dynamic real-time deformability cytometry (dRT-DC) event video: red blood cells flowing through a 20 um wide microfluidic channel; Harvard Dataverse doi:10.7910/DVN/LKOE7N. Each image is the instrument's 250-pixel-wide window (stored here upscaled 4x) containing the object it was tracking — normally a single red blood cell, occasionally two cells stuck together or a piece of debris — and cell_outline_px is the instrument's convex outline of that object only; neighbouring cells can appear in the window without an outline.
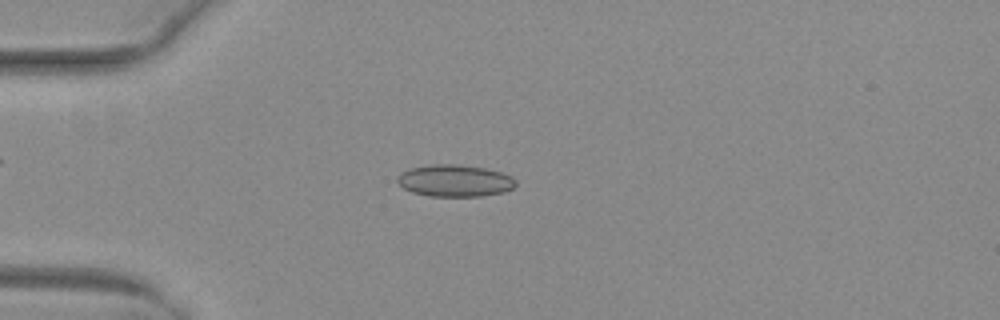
{"species": "common noctule bat (a hibernating species)", "species_latin": "Nyctalus noctula", "temperature_condition": "warm", "stored_images_in_passage": 52, "camera_frame_rate_fps": 3000, "um_per_image_px": 0.085, "animal": {"sex": "female", "body_mass_g": 29.2, "forearm_length_mm": 56.3}, "frame": {"image": 1, "passage_image": 14, "time_ms": 4.333, "image_size_px": [1000, 320], "cell_outline_px": [[516, 184], [512, 188], [504, 192], [480, 196], [428, 196], [412, 192], [404, 188], [396, 180], [396, 176], [400, 172], [412, 168], [432, 164], [456, 164], [484, 168], [500, 172], [512, 176], [516, 180]], "centroid_in_image_um": [38.64, 15.36], "position_along_channel_um": 46.4, "area_um2": 22.02}}
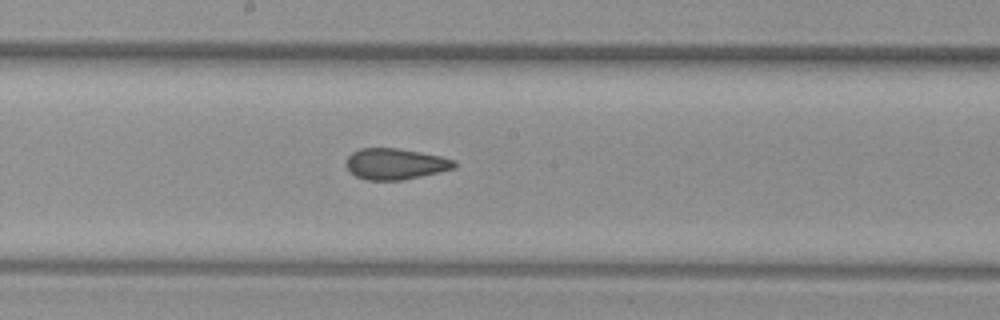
{"frame": {"image": 2, "passage_image": 28, "time_ms": 9.0, "image_size_px": [1000, 320], "cell_outline_px": [[456, 168], [404, 180], [368, 180], [356, 176], [348, 168], [344, 160], [352, 152], [360, 148], [396, 148], [440, 156], [456, 160]], "centroid_in_image_um": [33.6, 13.93], "position_along_channel_um": 214.6, "area_um2": 19.54}}
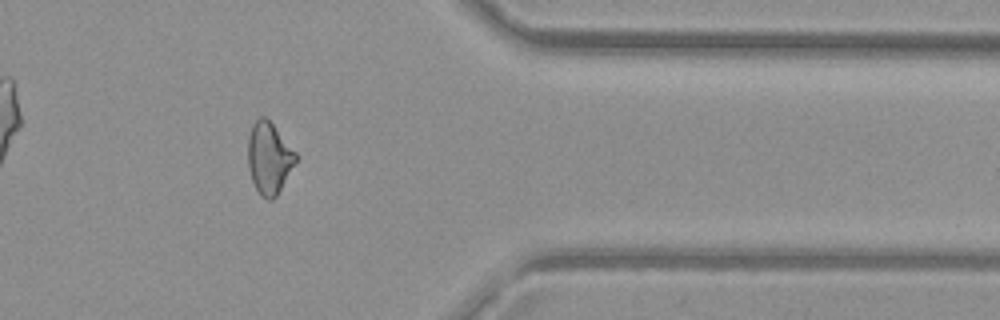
{"frame": {"image": 3, "passage_image": 42, "time_ms": 13.667, "image_size_px": [1000, 320], "cell_outline_px": [[300, 156], [276, 196], [272, 200], [268, 200], [260, 196], [252, 180], [248, 168], [248, 136], [252, 124], [260, 116], [264, 116], [272, 124]], "centroid_in_image_um": [22.88, 13.44], "position_along_channel_um": 388.5, "area_um2": 20.06}, "authors_computed_cell_mechanics": {"area_um2": 20.4323, "velocity_mm_per_s": 4.0707, "shape_relaxation_time_tau1_ms": null, "shape_relaxation_time_tau2_ms": 1.4864, "deformation_change_tau1": null, "deformation_change_tau2": 0.087}}